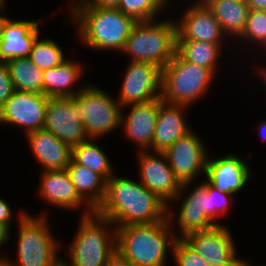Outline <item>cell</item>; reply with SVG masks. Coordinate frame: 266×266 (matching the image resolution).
Segmentation results:
<instances>
[{"label":"cell","mask_w":266,"mask_h":266,"mask_svg":"<svg viewBox=\"0 0 266 266\" xmlns=\"http://www.w3.org/2000/svg\"><path fill=\"white\" fill-rule=\"evenodd\" d=\"M249 165L235 154L207 160L206 180L217 190L234 194L239 192L251 176Z\"/></svg>","instance_id":"cell-17"},{"label":"cell","mask_w":266,"mask_h":266,"mask_svg":"<svg viewBox=\"0 0 266 266\" xmlns=\"http://www.w3.org/2000/svg\"><path fill=\"white\" fill-rule=\"evenodd\" d=\"M70 5L73 24L82 42L92 49L122 51L137 21L117 8H99L86 0ZM74 4V5H73Z\"/></svg>","instance_id":"cell-2"},{"label":"cell","mask_w":266,"mask_h":266,"mask_svg":"<svg viewBox=\"0 0 266 266\" xmlns=\"http://www.w3.org/2000/svg\"><path fill=\"white\" fill-rule=\"evenodd\" d=\"M75 239L69 250L72 266H106L116 252V233L113 224L95 212L82 216ZM108 227L113 231H108ZM107 228V229H106ZM111 232V233H110Z\"/></svg>","instance_id":"cell-5"},{"label":"cell","mask_w":266,"mask_h":266,"mask_svg":"<svg viewBox=\"0 0 266 266\" xmlns=\"http://www.w3.org/2000/svg\"><path fill=\"white\" fill-rule=\"evenodd\" d=\"M106 266H134L128 259L123 258L117 251L109 258Z\"/></svg>","instance_id":"cell-36"},{"label":"cell","mask_w":266,"mask_h":266,"mask_svg":"<svg viewBox=\"0 0 266 266\" xmlns=\"http://www.w3.org/2000/svg\"><path fill=\"white\" fill-rule=\"evenodd\" d=\"M90 5L99 8H118L121 0H86Z\"/></svg>","instance_id":"cell-37"},{"label":"cell","mask_w":266,"mask_h":266,"mask_svg":"<svg viewBox=\"0 0 266 266\" xmlns=\"http://www.w3.org/2000/svg\"><path fill=\"white\" fill-rule=\"evenodd\" d=\"M187 10V11H186ZM176 22V41H201L222 45L226 36L203 0L196 1Z\"/></svg>","instance_id":"cell-15"},{"label":"cell","mask_w":266,"mask_h":266,"mask_svg":"<svg viewBox=\"0 0 266 266\" xmlns=\"http://www.w3.org/2000/svg\"><path fill=\"white\" fill-rule=\"evenodd\" d=\"M48 96L14 90L0 108V123L25 128L26 134L42 129Z\"/></svg>","instance_id":"cell-14"},{"label":"cell","mask_w":266,"mask_h":266,"mask_svg":"<svg viewBox=\"0 0 266 266\" xmlns=\"http://www.w3.org/2000/svg\"><path fill=\"white\" fill-rule=\"evenodd\" d=\"M76 96L79 117L89 139L96 140L121 126L122 106L104 90L83 86Z\"/></svg>","instance_id":"cell-8"},{"label":"cell","mask_w":266,"mask_h":266,"mask_svg":"<svg viewBox=\"0 0 266 266\" xmlns=\"http://www.w3.org/2000/svg\"><path fill=\"white\" fill-rule=\"evenodd\" d=\"M43 129L71 148L87 141L89 138L78 113V97L49 98Z\"/></svg>","instance_id":"cell-10"},{"label":"cell","mask_w":266,"mask_h":266,"mask_svg":"<svg viewBox=\"0 0 266 266\" xmlns=\"http://www.w3.org/2000/svg\"><path fill=\"white\" fill-rule=\"evenodd\" d=\"M7 0H0V9H5V3H6Z\"/></svg>","instance_id":"cell-45"},{"label":"cell","mask_w":266,"mask_h":266,"mask_svg":"<svg viewBox=\"0 0 266 266\" xmlns=\"http://www.w3.org/2000/svg\"><path fill=\"white\" fill-rule=\"evenodd\" d=\"M37 161L43 166V170L67 169L72 160V148L58 139L53 133L45 129L26 134Z\"/></svg>","instance_id":"cell-21"},{"label":"cell","mask_w":266,"mask_h":266,"mask_svg":"<svg viewBox=\"0 0 266 266\" xmlns=\"http://www.w3.org/2000/svg\"><path fill=\"white\" fill-rule=\"evenodd\" d=\"M19 215L17 262L8 261L12 266H53L58 260L59 242L54 240L46 216L36 217L26 212Z\"/></svg>","instance_id":"cell-7"},{"label":"cell","mask_w":266,"mask_h":266,"mask_svg":"<svg viewBox=\"0 0 266 266\" xmlns=\"http://www.w3.org/2000/svg\"><path fill=\"white\" fill-rule=\"evenodd\" d=\"M11 208L10 205L0 197V224H5L11 228Z\"/></svg>","instance_id":"cell-35"},{"label":"cell","mask_w":266,"mask_h":266,"mask_svg":"<svg viewBox=\"0 0 266 266\" xmlns=\"http://www.w3.org/2000/svg\"><path fill=\"white\" fill-rule=\"evenodd\" d=\"M8 19H9L8 17L0 15V38L3 34V29Z\"/></svg>","instance_id":"cell-41"},{"label":"cell","mask_w":266,"mask_h":266,"mask_svg":"<svg viewBox=\"0 0 266 266\" xmlns=\"http://www.w3.org/2000/svg\"><path fill=\"white\" fill-rule=\"evenodd\" d=\"M39 23L40 19L37 21L8 19L0 38V63L29 57L33 44L39 37Z\"/></svg>","instance_id":"cell-20"},{"label":"cell","mask_w":266,"mask_h":266,"mask_svg":"<svg viewBox=\"0 0 266 266\" xmlns=\"http://www.w3.org/2000/svg\"><path fill=\"white\" fill-rule=\"evenodd\" d=\"M183 239L211 266H252L237 258L231 232L221 223L208 230L188 233Z\"/></svg>","instance_id":"cell-9"},{"label":"cell","mask_w":266,"mask_h":266,"mask_svg":"<svg viewBox=\"0 0 266 266\" xmlns=\"http://www.w3.org/2000/svg\"><path fill=\"white\" fill-rule=\"evenodd\" d=\"M67 171L77 194L86 203V207L88 206L82 215L92 214L104 199L106 179L99 173L77 164L73 159L69 163Z\"/></svg>","instance_id":"cell-23"},{"label":"cell","mask_w":266,"mask_h":266,"mask_svg":"<svg viewBox=\"0 0 266 266\" xmlns=\"http://www.w3.org/2000/svg\"><path fill=\"white\" fill-rule=\"evenodd\" d=\"M176 36L175 21H139L122 52L130 54L131 61L152 63L163 69L176 53Z\"/></svg>","instance_id":"cell-4"},{"label":"cell","mask_w":266,"mask_h":266,"mask_svg":"<svg viewBox=\"0 0 266 266\" xmlns=\"http://www.w3.org/2000/svg\"><path fill=\"white\" fill-rule=\"evenodd\" d=\"M61 46L52 39H36L33 44L29 59L38 68L44 70L55 68L61 64L66 58L64 57Z\"/></svg>","instance_id":"cell-29"},{"label":"cell","mask_w":266,"mask_h":266,"mask_svg":"<svg viewBox=\"0 0 266 266\" xmlns=\"http://www.w3.org/2000/svg\"><path fill=\"white\" fill-rule=\"evenodd\" d=\"M221 45L201 41H176V52L186 61L209 69L214 75Z\"/></svg>","instance_id":"cell-27"},{"label":"cell","mask_w":266,"mask_h":266,"mask_svg":"<svg viewBox=\"0 0 266 266\" xmlns=\"http://www.w3.org/2000/svg\"><path fill=\"white\" fill-rule=\"evenodd\" d=\"M246 43H259L266 47V11L249 10L245 29L239 37ZM249 40V41H248Z\"/></svg>","instance_id":"cell-31"},{"label":"cell","mask_w":266,"mask_h":266,"mask_svg":"<svg viewBox=\"0 0 266 266\" xmlns=\"http://www.w3.org/2000/svg\"><path fill=\"white\" fill-rule=\"evenodd\" d=\"M187 107L183 104L167 103L162 99L159 101L151 147L153 152L164 153L177 139L192 130L188 127L183 113Z\"/></svg>","instance_id":"cell-19"},{"label":"cell","mask_w":266,"mask_h":266,"mask_svg":"<svg viewBox=\"0 0 266 266\" xmlns=\"http://www.w3.org/2000/svg\"><path fill=\"white\" fill-rule=\"evenodd\" d=\"M212 10L224 34L240 37L245 29L249 7L246 2L238 0H203Z\"/></svg>","instance_id":"cell-25"},{"label":"cell","mask_w":266,"mask_h":266,"mask_svg":"<svg viewBox=\"0 0 266 266\" xmlns=\"http://www.w3.org/2000/svg\"><path fill=\"white\" fill-rule=\"evenodd\" d=\"M172 249L177 266H211L183 238H177Z\"/></svg>","instance_id":"cell-32"},{"label":"cell","mask_w":266,"mask_h":266,"mask_svg":"<svg viewBox=\"0 0 266 266\" xmlns=\"http://www.w3.org/2000/svg\"><path fill=\"white\" fill-rule=\"evenodd\" d=\"M81 70L79 63L69 61V59L64 60L55 68L44 70L43 95L49 98L76 96L83 87L76 91L71 87L80 78Z\"/></svg>","instance_id":"cell-24"},{"label":"cell","mask_w":266,"mask_h":266,"mask_svg":"<svg viewBox=\"0 0 266 266\" xmlns=\"http://www.w3.org/2000/svg\"><path fill=\"white\" fill-rule=\"evenodd\" d=\"M14 90L43 95L44 71L28 57L16 58L6 62Z\"/></svg>","instance_id":"cell-26"},{"label":"cell","mask_w":266,"mask_h":266,"mask_svg":"<svg viewBox=\"0 0 266 266\" xmlns=\"http://www.w3.org/2000/svg\"><path fill=\"white\" fill-rule=\"evenodd\" d=\"M169 209L170 205H168V220L170 223H174L173 221L178 217L176 221L180 228V238L194 231L208 230L220 225L219 222H214L210 219L207 180L204 182L202 181L201 184L199 183L198 186L184 198L178 216L175 217V213L173 214Z\"/></svg>","instance_id":"cell-16"},{"label":"cell","mask_w":266,"mask_h":266,"mask_svg":"<svg viewBox=\"0 0 266 266\" xmlns=\"http://www.w3.org/2000/svg\"><path fill=\"white\" fill-rule=\"evenodd\" d=\"M94 212L116 228L163 221L168 217V205L140 182L112 175Z\"/></svg>","instance_id":"cell-1"},{"label":"cell","mask_w":266,"mask_h":266,"mask_svg":"<svg viewBox=\"0 0 266 266\" xmlns=\"http://www.w3.org/2000/svg\"><path fill=\"white\" fill-rule=\"evenodd\" d=\"M151 153L149 150L138 152L139 182L168 205L181 198L186 185H181L177 180L164 153Z\"/></svg>","instance_id":"cell-11"},{"label":"cell","mask_w":266,"mask_h":266,"mask_svg":"<svg viewBox=\"0 0 266 266\" xmlns=\"http://www.w3.org/2000/svg\"><path fill=\"white\" fill-rule=\"evenodd\" d=\"M171 226L167 217L154 223L116 227V251L134 266H164L167 248L172 251L180 236L170 231Z\"/></svg>","instance_id":"cell-3"},{"label":"cell","mask_w":266,"mask_h":266,"mask_svg":"<svg viewBox=\"0 0 266 266\" xmlns=\"http://www.w3.org/2000/svg\"><path fill=\"white\" fill-rule=\"evenodd\" d=\"M40 196L45 202L69 210L85 206V202L77 194L67 169L44 170L41 174Z\"/></svg>","instance_id":"cell-22"},{"label":"cell","mask_w":266,"mask_h":266,"mask_svg":"<svg viewBox=\"0 0 266 266\" xmlns=\"http://www.w3.org/2000/svg\"><path fill=\"white\" fill-rule=\"evenodd\" d=\"M214 74L184 60L177 52L162 69L161 98L171 104L191 105L203 96Z\"/></svg>","instance_id":"cell-6"},{"label":"cell","mask_w":266,"mask_h":266,"mask_svg":"<svg viewBox=\"0 0 266 266\" xmlns=\"http://www.w3.org/2000/svg\"><path fill=\"white\" fill-rule=\"evenodd\" d=\"M259 69H261L260 72H259V74L261 73L260 75H262L263 80L266 83V68L263 67V68H259Z\"/></svg>","instance_id":"cell-44"},{"label":"cell","mask_w":266,"mask_h":266,"mask_svg":"<svg viewBox=\"0 0 266 266\" xmlns=\"http://www.w3.org/2000/svg\"><path fill=\"white\" fill-rule=\"evenodd\" d=\"M8 258L0 257V266H12L11 263L7 260Z\"/></svg>","instance_id":"cell-43"},{"label":"cell","mask_w":266,"mask_h":266,"mask_svg":"<svg viewBox=\"0 0 266 266\" xmlns=\"http://www.w3.org/2000/svg\"><path fill=\"white\" fill-rule=\"evenodd\" d=\"M164 154L181 185L188 187L199 172L206 173L209 157L207 149L201 137H197L191 130L177 139Z\"/></svg>","instance_id":"cell-12"},{"label":"cell","mask_w":266,"mask_h":266,"mask_svg":"<svg viewBox=\"0 0 266 266\" xmlns=\"http://www.w3.org/2000/svg\"><path fill=\"white\" fill-rule=\"evenodd\" d=\"M94 139H88L85 142L72 148V159L82 166L91 169L102 175L108 180L114 171L112 164L106 153L97 145L94 144Z\"/></svg>","instance_id":"cell-28"},{"label":"cell","mask_w":266,"mask_h":266,"mask_svg":"<svg viewBox=\"0 0 266 266\" xmlns=\"http://www.w3.org/2000/svg\"><path fill=\"white\" fill-rule=\"evenodd\" d=\"M250 10L266 11V0H248Z\"/></svg>","instance_id":"cell-38"},{"label":"cell","mask_w":266,"mask_h":266,"mask_svg":"<svg viewBox=\"0 0 266 266\" xmlns=\"http://www.w3.org/2000/svg\"><path fill=\"white\" fill-rule=\"evenodd\" d=\"M14 91L12 79L6 63H0V108Z\"/></svg>","instance_id":"cell-34"},{"label":"cell","mask_w":266,"mask_h":266,"mask_svg":"<svg viewBox=\"0 0 266 266\" xmlns=\"http://www.w3.org/2000/svg\"><path fill=\"white\" fill-rule=\"evenodd\" d=\"M161 99L159 97L145 103L130 104L132 107L127 117L121 112V127L127 138L140 146V151L151 150Z\"/></svg>","instance_id":"cell-18"},{"label":"cell","mask_w":266,"mask_h":266,"mask_svg":"<svg viewBox=\"0 0 266 266\" xmlns=\"http://www.w3.org/2000/svg\"><path fill=\"white\" fill-rule=\"evenodd\" d=\"M238 1H243V2H246V3L248 2V0H238Z\"/></svg>","instance_id":"cell-46"},{"label":"cell","mask_w":266,"mask_h":266,"mask_svg":"<svg viewBox=\"0 0 266 266\" xmlns=\"http://www.w3.org/2000/svg\"><path fill=\"white\" fill-rule=\"evenodd\" d=\"M128 65L117 99L122 108L161 97V68L152 63L137 61H130Z\"/></svg>","instance_id":"cell-13"},{"label":"cell","mask_w":266,"mask_h":266,"mask_svg":"<svg viewBox=\"0 0 266 266\" xmlns=\"http://www.w3.org/2000/svg\"><path fill=\"white\" fill-rule=\"evenodd\" d=\"M167 3L168 0H121L117 9L137 22L149 21L157 20L155 17Z\"/></svg>","instance_id":"cell-30"},{"label":"cell","mask_w":266,"mask_h":266,"mask_svg":"<svg viewBox=\"0 0 266 266\" xmlns=\"http://www.w3.org/2000/svg\"><path fill=\"white\" fill-rule=\"evenodd\" d=\"M10 228L6 226L5 224H0V247L2 244L6 243L7 240H9L10 237Z\"/></svg>","instance_id":"cell-39"},{"label":"cell","mask_w":266,"mask_h":266,"mask_svg":"<svg viewBox=\"0 0 266 266\" xmlns=\"http://www.w3.org/2000/svg\"><path fill=\"white\" fill-rule=\"evenodd\" d=\"M259 129V135L263 136L262 138L266 141V120L262 121V123L260 122Z\"/></svg>","instance_id":"cell-40"},{"label":"cell","mask_w":266,"mask_h":266,"mask_svg":"<svg viewBox=\"0 0 266 266\" xmlns=\"http://www.w3.org/2000/svg\"><path fill=\"white\" fill-rule=\"evenodd\" d=\"M65 260H60L58 259L54 264L53 266H72L71 264H69V262L66 263V261L64 262Z\"/></svg>","instance_id":"cell-42"},{"label":"cell","mask_w":266,"mask_h":266,"mask_svg":"<svg viewBox=\"0 0 266 266\" xmlns=\"http://www.w3.org/2000/svg\"><path fill=\"white\" fill-rule=\"evenodd\" d=\"M232 194L220 192L207 181V197L210 203V219L214 222L217 217L228 210V203ZM215 218V219H214Z\"/></svg>","instance_id":"cell-33"}]
</instances>
